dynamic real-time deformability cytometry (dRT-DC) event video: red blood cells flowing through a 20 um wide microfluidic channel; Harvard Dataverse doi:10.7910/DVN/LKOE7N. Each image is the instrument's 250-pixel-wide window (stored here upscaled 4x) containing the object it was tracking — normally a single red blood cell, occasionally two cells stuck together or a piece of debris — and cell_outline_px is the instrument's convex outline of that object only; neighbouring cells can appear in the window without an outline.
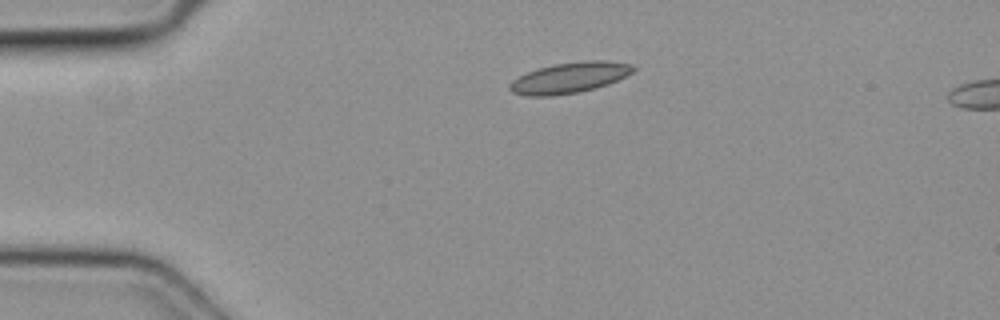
{"species": "common noctule bat (a hibernating species)", "species_latin": "Nyctalus noctula", "temperature_condition": "cold", "stored_images_in_passage": 3, "camera_frame_rate_fps": 3000, "um_per_image_px": 0.085, "animal": {"sex": "female", "body_mass_g": 19.3, "forearm_length_mm": 54.1}, "frame": {"image": 1, "passage_image": 1, "time_ms": 0.0, "image_size_px": [1000, 320], "cell_outline_px": [[636, 68], [632, 72], [608, 84], [596, 88], [576, 92], [552, 96], [528, 96], [512, 92], [508, 88], [508, 84], [512, 80], [528, 72], [540, 68], [556, 64], [584, 60], [608, 60], [632, 64]], "centroid_in_image_um": [48.41, 6.6], "position_along_channel_um": 36.6, "area_um2": 21.96}}